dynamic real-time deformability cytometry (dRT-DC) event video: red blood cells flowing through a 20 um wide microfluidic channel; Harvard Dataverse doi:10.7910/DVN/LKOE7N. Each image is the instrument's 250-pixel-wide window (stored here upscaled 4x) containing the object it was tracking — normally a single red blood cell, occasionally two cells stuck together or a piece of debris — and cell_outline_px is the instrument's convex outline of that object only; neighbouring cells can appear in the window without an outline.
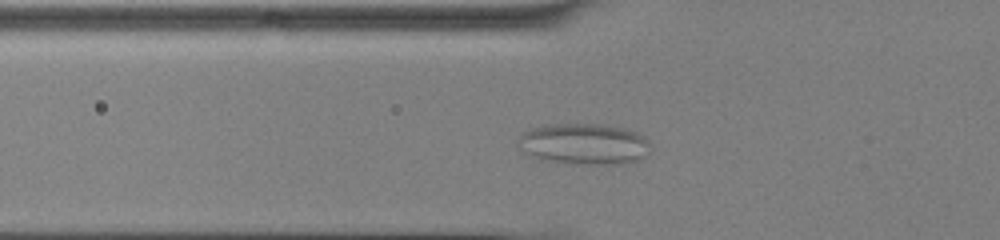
{"species": "common noctule bat (a hibernating species)", "species_latin": "Nyctalus noctula", "temperature_condition": "cold", "stored_images_in_passage": 38, "camera_frame_rate_fps": 3000, "um_per_image_px": 0.085, "animal": {"sex": "male", "body_mass_g": 13.0, "forearm_length_mm": 53.1}, "frame": {"image": 1, "passage_image": 5, "time_ms": 1.333, "image_size_px": [1000, 240], "cell_outline_px": [[648, 152], [640, 160], [620, 164], [576, 164], [544, 160], [528, 152], [516, 144], [520, 136], [524, 132], [532, 128], [544, 124], [604, 124], [624, 128], [636, 132], [644, 136], [648, 140]], "centroid_in_image_um": [49.67, 12.23], "position_along_channel_um": 76.1, "area_um2": 31.56}}
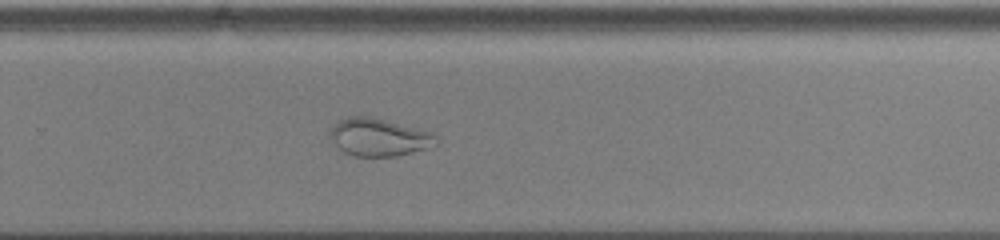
{"frame": {"image": 2, "passage_image": 22, "time_ms": 7.0, "image_size_px": [1000, 240], "cell_outline_px": [[440, 144], [412, 152], [396, 156], [352, 156], [344, 152], [328, 136], [328, 132], [340, 120], [348, 116], [372, 116], [432, 132], [440, 140]], "centroid_in_image_um": [32.23, 11.66], "position_along_channel_um": 297.6, "area_um2": 23.41}}
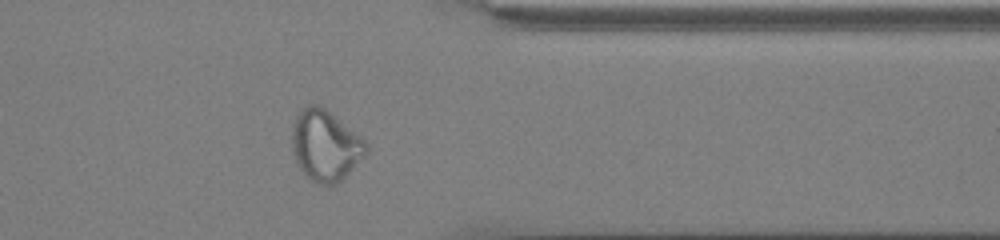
{"frame": {"image": 3, "passage_image": 29, "time_ms": 9.333, "image_size_px": [1000, 240], "cell_outline_px": [[368, 152], [336, 184], [316, 184], [308, 180], [296, 164], [292, 152], [292, 124], [296, 116], [308, 104], [316, 104], [324, 108], [360, 136], [368, 144]], "centroid_in_image_um": [27.61, 12.39], "position_along_channel_um": 383.8, "area_um2": 30.46}}